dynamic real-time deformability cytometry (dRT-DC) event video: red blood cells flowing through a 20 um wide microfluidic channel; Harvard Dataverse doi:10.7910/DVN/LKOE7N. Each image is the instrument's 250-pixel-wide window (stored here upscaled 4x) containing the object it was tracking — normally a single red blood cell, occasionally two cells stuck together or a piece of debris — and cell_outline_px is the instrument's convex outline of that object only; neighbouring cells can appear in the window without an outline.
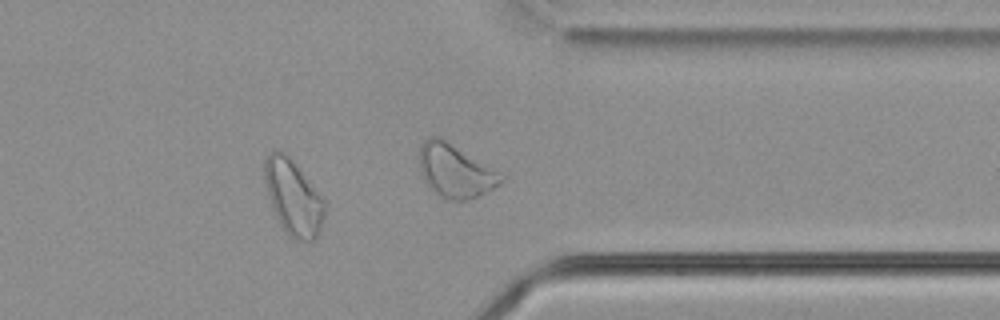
{"species": "common noctule bat (a hibernating species)", "species_latin": "Nyctalus noctula", "temperature_condition": "cold", "stored_images_in_passage": 40, "camera_frame_rate_fps": 3000, "um_per_image_px": 0.085, "animal": {"sex": "male", "body_mass_g": 21.5, "forearm_length_mm": 52.0}, "frame": {"image": 1, "passage_image": 29, "time_ms": 9.333, "image_size_px": [1000, 320], "cell_outline_px": [[324, 216], [316, 240], [292, 240], [288, 236], [280, 224], [272, 208], [268, 196], [264, 180], [264, 160], [272, 152], [284, 152], [292, 160], [324, 200]], "centroid_in_image_um": [24.9, 16.83], "position_along_channel_um": 386.5, "area_um2": 25.89}, "authors_computed_cell_mechanics": {"area_um2": 21.2126, "velocity_mm_per_s": 3.5999, "shape_relaxation_time_tau1_ms": null, "shape_relaxation_time_tau2_ms": 1.9137, "deformation_change_tau1": null, "deformation_change_tau2": 0.047}}